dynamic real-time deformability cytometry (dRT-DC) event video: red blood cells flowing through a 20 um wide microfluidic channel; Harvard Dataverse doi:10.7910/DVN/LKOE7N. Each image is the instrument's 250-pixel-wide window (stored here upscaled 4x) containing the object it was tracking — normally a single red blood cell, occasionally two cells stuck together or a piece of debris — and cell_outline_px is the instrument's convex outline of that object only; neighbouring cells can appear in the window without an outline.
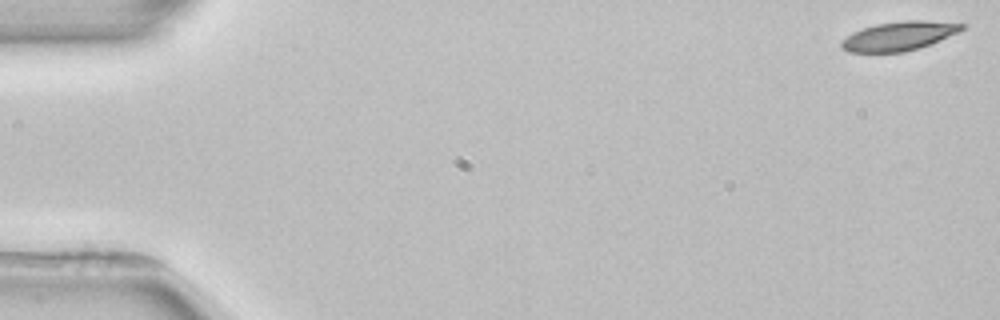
{"species": "common noctule bat (a hibernating species)", "species_latin": "Nyctalus noctula", "temperature_condition": "room temperature", "stored_images_in_passage": 4, "camera_frame_rate_fps": 3000, "um_per_image_px": 0.085, "animal": {"sex": "female", "body_mass_g": 22.7, "forearm_length_mm": 54.2}, "frame": {"image": 1, "passage_image": 1, "time_ms": 0.0, "image_size_px": [1000, 320], "cell_outline_px": [[968, 24], [960, 32], [928, 44], [904, 52], [848, 52], [840, 48], [840, 40], [852, 32], [876, 24], [904, 20], [924, 20]], "centroid_in_image_um": [76.39, 3.05], "position_along_channel_um": 8.6, "area_um2": 20.35}}
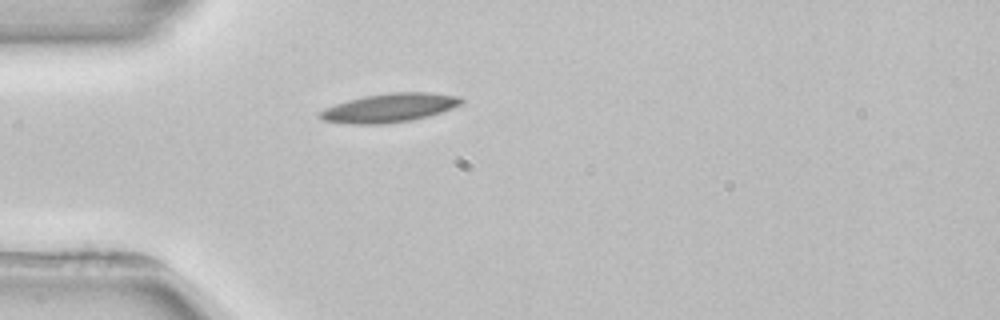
{"frame": {"image": 2, "passage_image": 4, "time_ms": 4.667, "image_size_px": [1000, 320], "cell_outline_px": [[464, 100], [460, 104], [452, 108], [428, 116], [412, 120], [384, 124], [352, 124], [320, 120], [316, 116], [316, 112], [324, 108], [348, 100], [364, 96], [388, 92], [428, 92], [460, 96]], "centroid_in_image_um": [33.05, 9.17], "position_along_channel_um": 52.0, "area_um2": 23.93}}